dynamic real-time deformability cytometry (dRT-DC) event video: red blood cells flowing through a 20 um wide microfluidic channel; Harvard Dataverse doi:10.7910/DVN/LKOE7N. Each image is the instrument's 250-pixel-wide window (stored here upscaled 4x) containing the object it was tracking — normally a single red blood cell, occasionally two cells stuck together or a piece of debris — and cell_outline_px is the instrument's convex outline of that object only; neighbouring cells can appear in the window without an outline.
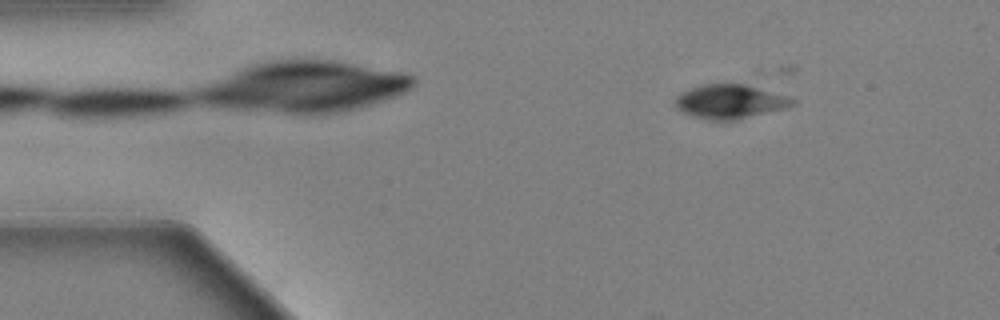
{"species": "Egyptian fruit bat (a non-hibernating species)", "species_latin": "Rousettus aegyptiacus", "temperature_condition": "warm", "stored_images_in_passage": 18, "camera_frame_rate_fps": 3000, "um_per_image_px": 0.085, "animal": {"sex": "female"}, "frame": {"image": 1, "passage_image": 8, "time_ms": 2.333, "image_size_px": [1000, 320], "cell_outline_px": [[796, 100], [792, 104], [784, 108], [736, 120], [704, 120], [692, 116], [676, 108], [676, 96], [692, 88], [704, 84], [748, 80], [752, 80]], "centroid_in_image_um": [62.13, 8.55], "position_along_channel_um": 22.9, "area_um2": 24.45}}
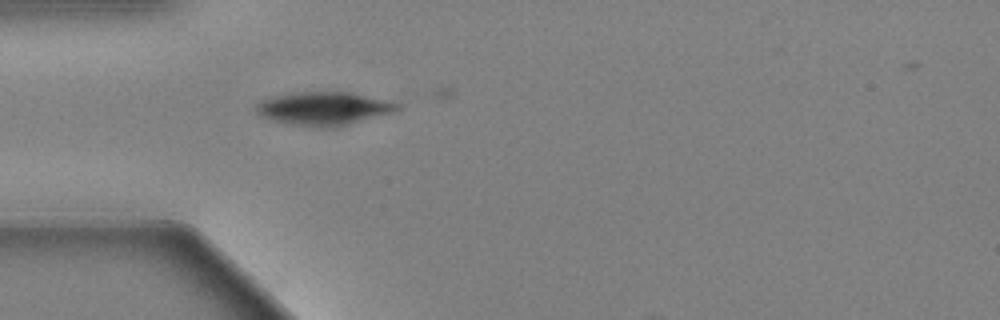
{"frame": {"image": 2, "passage_image": 17, "time_ms": 5.333, "image_size_px": [1000, 320], "cell_outline_px": [[400, 108], [388, 112], [348, 124], [332, 128], [316, 128], [276, 120], [264, 116], [256, 112], [256, 104], [272, 96], [292, 92], [352, 92], [400, 104]], "centroid_in_image_um": [27.48, 9.21], "position_along_channel_um": 57.5, "area_um2": 26.65}}